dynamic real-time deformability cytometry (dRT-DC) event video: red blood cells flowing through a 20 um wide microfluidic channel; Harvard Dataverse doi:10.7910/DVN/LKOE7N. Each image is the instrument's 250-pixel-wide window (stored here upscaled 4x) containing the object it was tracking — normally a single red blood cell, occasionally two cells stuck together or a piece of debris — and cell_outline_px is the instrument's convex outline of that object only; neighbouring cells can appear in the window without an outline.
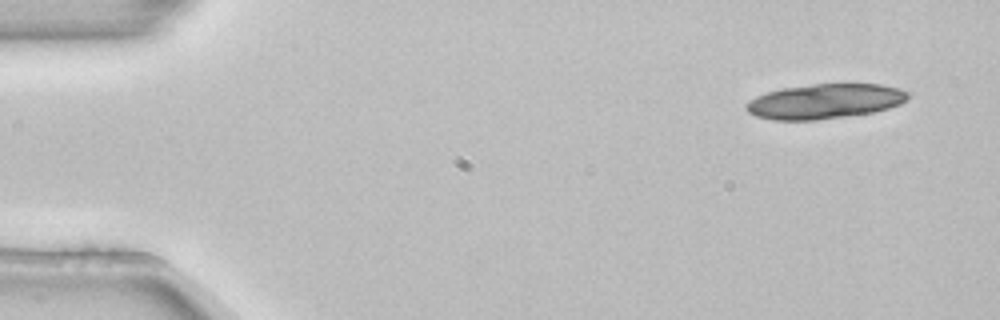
{"species": "common noctule bat (a hibernating species)", "species_latin": "Nyctalus noctula", "temperature_condition": "room temperature", "stored_images_in_passage": 5, "camera_frame_rate_fps": 3000, "um_per_image_px": 0.085, "animal": {"sex": "female", "body_mass_g": 22.7, "forearm_length_mm": 54.2}, "frame": {"image": 1, "passage_image": 1, "time_ms": 0.0, "image_size_px": [1000, 320], "cell_outline_px": [[912, 92], [908, 100], [900, 104], [888, 108], [872, 112], [816, 120], [772, 120], [756, 116], [748, 112], [744, 108], [744, 104], [748, 100], [756, 96], [768, 92], [784, 88], [812, 84], [880, 84], [900, 88]], "centroid_in_image_um": [70.12, 8.61], "position_along_channel_um": 14.9, "area_um2": 33.0}}